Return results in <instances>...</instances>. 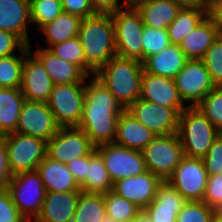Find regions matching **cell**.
Returning <instances> with one entry per match:
<instances>
[{
	"label": "cell",
	"mask_w": 222,
	"mask_h": 222,
	"mask_svg": "<svg viewBox=\"0 0 222 222\" xmlns=\"http://www.w3.org/2000/svg\"><path fill=\"white\" fill-rule=\"evenodd\" d=\"M124 110L99 78L95 75L86 78L84 109L78 128L95 147L114 143L118 119Z\"/></svg>",
	"instance_id": "obj_1"
},
{
	"label": "cell",
	"mask_w": 222,
	"mask_h": 222,
	"mask_svg": "<svg viewBox=\"0 0 222 222\" xmlns=\"http://www.w3.org/2000/svg\"><path fill=\"white\" fill-rule=\"evenodd\" d=\"M78 37L86 59V74L95 75L117 56L115 26L110 14H95L81 20Z\"/></svg>",
	"instance_id": "obj_2"
},
{
	"label": "cell",
	"mask_w": 222,
	"mask_h": 222,
	"mask_svg": "<svg viewBox=\"0 0 222 222\" xmlns=\"http://www.w3.org/2000/svg\"><path fill=\"white\" fill-rule=\"evenodd\" d=\"M144 72L139 60L114 57L95 76L106 86L114 98L127 109L139 97Z\"/></svg>",
	"instance_id": "obj_3"
},
{
	"label": "cell",
	"mask_w": 222,
	"mask_h": 222,
	"mask_svg": "<svg viewBox=\"0 0 222 222\" xmlns=\"http://www.w3.org/2000/svg\"><path fill=\"white\" fill-rule=\"evenodd\" d=\"M177 134L184 156L204 158L221 134L197 107H186L179 115Z\"/></svg>",
	"instance_id": "obj_4"
},
{
	"label": "cell",
	"mask_w": 222,
	"mask_h": 222,
	"mask_svg": "<svg viewBox=\"0 0 222 222\" xmlns=\"http://www.w3.org/2000/svg\"><path fill=\"white\" fill-rule=\"evenodd\" d=\"M147 171L166 182L184 157L177 133L157 135L142 151Z\"/></svg>",
	"instance_id": "obj_5"
},
{
	"label": "cell",
	"mask_w": 222,
	"mask_h": 222,
	"mask_svg": "<svg viewBox=\"0 0 222 222\" xmlns=\"http://www.w3.org/2000/svg\"><path fill=\"white\" fill-rule=\"evenodd\" d=\"M18 211L32 222L40 213L46 190L37 170L13 175L7 187Z\"/></svg>",
	"instance_id": "obj_6"
},
{
	"label": "cell",
	"mask_w": 222,
	"mask_h": 222,
	"mask_svg": "<svg viewBox=\"0 0 222 222\" xmlns=\"http://www.w3.org/2000/svg\"><path fill=\"white\" fill-rule=\"evenodd\" d=\"M85 102V83L54 85L46 102L60 127H78Z\"/></svg>",
	"instance_id": "obj_7"
},
{
	"label": "cell",
	"mask_w": 222,
	"mask_h": 222,
	"mask_svg": "<svg viewBox=\"0 0 222 222\" xmlns=\"http://www.w3.org/2000/svg\"><path fill=\"white\" fill-rule=\"evenodd\" d=\"M8 164L13 175L37 170L46 156L47 142L22 133L4 135Z\"/></svg>",
	"instance_id": "obj_8"
},
{
	"label": "cell",
	"mask_w": 222,
	"mask_h": 222,
	"mask_svg": "<svg viewBox=\"0 0 222 222\" xmlns=\"http://www.w3.org/2000/svg\"><path fill=\"white\" fill-rule=\"evenodd\" d=\"M111 17L115 26L117 56L142 62V33L144 24L135 7H126Z\"/></svg>",
	"instance_id": "obj_9"
},
{
	"label": "cell",
	"mask_w": 222,
	"mask_h": 222,
	"mask_svg": "<svg viewBox=\"0 0 222 222\" xmlns=\"http://www.w3.org/2000/svg\"><path fill=\"white\" fill-rule=\"evenodd\" d=\"M101 155L112 182L143 174L147 171L142 152L114 143L95 147Z\"/></svg>",
	"instance_id": "obj_10"
},
{
	"label": "cell",
	"mask_w": 222,
	"mask_h": 222,
	"mask_svg": "<svg viewBox=\"0 0 222 222\" xmlns=\"http://www.w3.org/2000/svg\"><path fill=\"white\" fill-rule=\"evenodd\" d=\"M174 81L178 94L183 103L187 102V107H195L216 87L201 60H188Z\"/></svg>",
	"instance_id": "obj_11"
},
{
	"label": "cell",
	"mask_w": 222,
	"mask_h": 222,
	"mask_svg": "<svg viewBox=\"0 0 222 222\" xmlns=\"http://www.w3.org/2000/svg\"><path fill=\"white\" fill-rule=\"evenodd\" d=\"M185 108H172L138 98L126 110L156 135L177 133L179 115Z\"/></svg>",
	"instance_id": "obj_12"
},
{
	"label": "cell",
	"mask_w": 222,
	"mask_h": 222,
	"mask_svg": "<svg viewBox=\"0 0 222 222\" xmlns=\"http://www.w3.org/2000/svg\"><path fill=\"white\" fill-rule=\"evenodd\" d=\"M207 181L208 174L202 159L184 156L166 182L186 201H202Z\"/></svg>",
	"instance_id": "obj_13"
},
{
	"label": "cell",
	"mask_w": 222,
	"mask_h": 222,
	"mask_svg": "<svg viewBox=\"0 0 222 222\" xmlns=\"http://www.w3.org/2000/svg\"><path fill=\"white\" fill-rule=\"evenodd\" d=\"M95 146L83 130L78 127H60L47 142L46 155L61 163L89 155Z\"/></svg>",
	"instance_id": "obj_14"
},
{
	"label": "cell",
	"mask_w": 222,
	"mask_h": 222,
	"mask_svg": "<svg viewBox=\"0 0 222 222\" xmlns=\"http://www.w3.org/2000/svg\"><path fill=\"white\" fill-rule=\"evenodd\" d=\"M46 102L25 100L16 127L17 133L31 135L48 142L59 130Z\"/></svg>",
	"instance_id": "obj_15"
},
{
	"label": "cell",
	"mask_w": 222,
	"mask_h": 222,
	"mask_svg": "<svg viewBox=\"0 0 222 222\" xmlns=\"http://www.w3.org/2000/svg\"><path fill=\"white\" fill-rule=\"evenodd\" d=\"M54 83L45 70L42 61L32 52L31 44L25 45V58L22 69L20 90L30 101L47 102Z\"/></svg>",
	"instance_id": "obj_16"
},
{
	"label": "cell",
	"mask_w": 222,
	"mask_h": 222,
	"mask_svg": "<svg viewBox=\"0 0 222 222\" xmlns=\"http://www.w3.org/2000/svg\"><path fill=\"white\" fill-rule=\"evenodd\" d=\"M163 181L150 171L113 183L112 192L144 210L155 198Z\"/></svg>",
	"instance_id": "obj_17"
},
{
	"label": "cell",
	"mask_w": 222,
	"mask_h": 222,
	"mask_svg": "<svg viewBox=\"0 0 222 222\" xmlns=\"http://www.w3.org/2000/svg\"><path fill=\"white\" fill-rule=\"evenodd\" d=\"M139 98L172 108L187 107L178 94L174 78L156 76L146 72H143L141 77Z\"/></svg>",
	"instance_id": "obj_18"
},
{
	"label": "cell",
	"mask_w": 222,
	"mask_h": 222,
	"mask_svg": "<svg viewBox=\"0 0 222 222\" xmlns=\"http://www.w3.org/2000/svg\"><path fill=\"white\" fill-rule=\"evenodd\" d=\"M80 192H46L41 211L32 222H72Z\"/></svg>",
	"instance_id": "obj_19"
},
{
	"label": "cell",
	"mask_w": 222,
	"mask_h": 222,
	"mask_svg": "<svg viewBox=\"0 0 222 222\" xmlns=\"http://www.w3.org/2000/svg\"><path fill=\"white\" fill-rule=\"evenodd\" d=\"M31 23L29 0H0V30L17 35L30 45L28 25Z\"/></svg>",
	"instance_id": "obj_20"
},
{
	"label": "cell",
	"mask_w": 222,
	"mask_h": 222,
	"mask_svg": "<svg viewBox=\"0 0 222 222\" xmlns=\"http://www.w3.org/2000/svg\"><path fill=\"white\" fill-rule=\"evenodd\" d=\"M186 200L168 182L157 189L154 200L144 209L151 222H176Z\"/></svg>",
	"instance_id": "obj_21"
},
{
	"label": "cell",
	"mask_w": 222,
	"mask_h": 222,
	"mask_svg": "<svg viewBox=\"0 0 222 222\" xmlns=\"http://www.w3.org/2000/svg\"><path fill=\"white\" fill-rule=\"evenodd\" d=\"M156 136L125 109L118 119L114 144L142 151Z\"/></svg>",
	"instance_id": "obj_22"
},
{
	"label": "cell",
	"mask_w": 222,
	"mask_h": 222,
	"mask_svg": "<svg viewBox=\"0 0 222 222\" xmlns=\"http://www.w3.org/2000/svg\"><path fill=\"white\" fill-rule=\"evenodd\" d=\"M37 171L41 176L46 192L81 191L80 185L66 163L53 160L46 155L39 163Z\"/></svg>",
	"instance_id": "obj_23"
},
{
	"label": "cell",
	"mask_w": 222,
	"mask_h": 222,
	"mask_svg": "<svg viewBox=\"0 0 222 222\" xmlns=\"http://www.w3.org/2000/svg\"><path fill=\"white\" fill-rule=\"evenodd\" d=\"M44 64L54 85L85 83L88 75L77 65L55 56L45 47L32 51Z\"/></svg>",
	"instance_id": "obj_24"
},
{
	"label": "cell",
	"mask_w": 222,
	"mask_h": 222,
	"mask_svg": "<svg viewBox=\"0 0 222 222\" xmlns=\"http://www.w3.org/2000/svg\"><path fill=\"white\" fill-rule=\"evenodd\" d=\"M188 61L179 45L171 44L161 52L146 58L142 64L144 72L156 76L174 78Z\"/></svg>",
	"instance_id": "obj_25"
},
{
	"label": "cell",
	"mask_w": 222,
	"mask_h": 222,
	"mask_svg": "<svg viewBox=\"0 0 222 222\" xmlns=\"http://www.w3.org/2000/svg\"><path fill=\"white\" fill-rule=\"evenodd\" d=\"M182 6L174 0H146L135 8L140 13L144 26L167 29Z\"/></svg>",
	"instance_id": "obj_26"
},
{
	"label": "cell",
	"mask_w": 222,
	"mask_h": 222,
	"mask_svg": "<svg viewBox=\"0 0 222 222\" xmlns=\"http://www.w3.org/2000/svg\"><path fill=\"white\" fill-rule=\"evenodd\" d=\"M219 35L213 20L207 16L193 31L183 38L179 46L188 60H201Z\"/></svg>",
	"instance_id": "obj_27"
},
{
	"label": "cell",
	"mask_w": 222,
	"mask_h": 222,
	"mask_svg": "<svg viewBox=\"0 0 222 222\" xmlns=\"http://www.w3.org/2000/svg\"><path fill=\"white\" fill-rule=\"evenodd\" d=\"M26 98L20 88H0V131L14 133Z\"/></svg>",
	"instance_id": "obj_28"
},
{
	"label": "cell",
	"mask_w": 222,
	"mask_h": 222,
	"mask_svg": "<svg viewBox=\"0 0 222 222\" xmlns=\"http://www.w3.org/2000/svg\"><path fill=\"white\" fill-rule=\"evenodd\" d=\"M207 16L208 7L182 6L167 28L171 44L179 45Z\"/></svg>",
	"instance_id": "obj_29"
},
{
	"label": "cell",
	"mask_w": 222,
	"mask_h": 222,
	"mask_svg": "<svg viewBox=\"0 0 222 222\" xmlns=\"http://www.w3.org/2000/svg\"><path fill=\"white\" fill-rule=\"evenodd\" d=\"M81 20L79 16L63 11L52 22L43 25L39 30L45 36V42L48 44L45 49L78 36Z\"/></svg>",
	"instance_id": "obj_30"
},
{
	"label": "cell",
	"mask_w": 222,
	"mask_h": 222,
	"mask_svg": "<svg viewBox=\"0 0 222 222\" xmlns=\"http://www.w3.org/2000/svg\"><path fill=\"white\" fill-rule=\"evenodd\" d=\"M113 182L101 155L94 149L87 155V179L80 185L86 193L105 194L112 191Z\"/></svg>",
	"instance_id": "obj_31"
},
{
	"label": "cell",
	"mask_w": 222,
	"mask_h": 222,
	"mask_svg": "<svg viewBox=\"0 0 222 222\" xmlns=\"http://www.w3.org/2000/svg\"><path fill=\"white\" fill-rule=\"evenodd\" d=\"M105 215L104 194L80 192L72 222H102Z\"/></svg>",
	"instance_id": "obj_32"
},
{
	"label": "cell",
	"mask_w": 222,
	"mask_h": 222,
	"mask_svg": "<svg viewBox=\"0 0 222 222\" xmlns=\"http://www.w3.org/2000/svg\"><path fill=\"white\" fill-rule=\"evenodd\" d=\"M25 58V46L20 54L0 57V88H20Z\"/></svg>",
	"instance_id": "obj_33"
},
{
	"label": "cell",
	"mask_w": 222,
	"mask_h": 222,
	"mask_svg": "<svg viewBox=\"0 0 222 222\" xmlns=\"http://www.w3.org/2000/svg\"><path fill=\"white\" fill-rule=\"evenodd\" d=\"M105 211L118 222H130L141 211L137 205L110 191L104 194Z\"/></svg>",
	"instance_id": "obj_34"
},
{
	"label": "cell",
	"mask_w": 222,
	"mask_h": 222,
	"mask_svg": "<svg viewBox=\"0 0 222 222\" xmlns=\"http://www.w3.org/2000/svg\"><path fill=\"white\" fill-rule=\"evenodd\" d=\"M29 3L31 24L38 29L63 12L61 0H29Z\"/></svg>",
	"instance_id": "obj_35"
},
{
	"label": "cell",
	"mask_w": 222,
	"mask_h": 222,
	"mask_svg": "<svg viewBox=\"0 0 222 222\" xmlns=\"http://www.w3.org/2000/svg\"><path fill=\"white\" fill-rule=\"evenodd\" d=\"M195 107L222 133V86L213 88Z\"/></svg>",
	"instance_id": "obj_36"
},
{
	"label": "cell",
	"mask_w": 222,
	"mask_h": 222,
	"mask_svg": "<svg viewBox=\"0 0 222 222\" xmlns=\"http://www.w3.org/2000/svg\"><path fill=\"white\" fill-rule=\"evenodd\" d=\"M48 50L55 56L79 66L86 73V59L78 36L52 45Z\"/></svg>",
	"instance_id": "obj_37"
},
{
	"label": "cell",
	"mask_w": 222,
	"mask_h": 222,
	"mask_svg": "<svg viewBox=\"0 0 222 222\" xmlns=\"http://www.w3.org/2000/svg\"><path fill=\"white\" fill-rule=\"evenodd\" d=\"M171 45L167 29L144 26L142 33V62Z\"/></svg>",
	"instance_id": "obj_38"
},
{
	"label": "cell",
	"mask_w": 222,
	"mask_h": 222,
	"mask_svg": "<svg viewBox=\"0 0 222 222\" xmlns=\"http://www.w3.org/2000/svg\"><path fill=\"white\" fill-rule=\"evenodd\" d=\"M201 61L215 86H222V36L219 35L208 48Z\"/></svg>",
	"instance_id": "obj_39"
},
{
	"label": "cell",
	"mask_w": 222,
	"mask_h": 222,
	"mask_svg": "<svg viewBox=\"0 0 222 222\" xmlns=\"http://www.w3.org/2000/svg\"><path fill=\"white\" fill-rule=\"evenodd\" d=\"M214 209L203 201H186L176 222H212Z\"/></svg>",
	"instance_id": "obj_40"
},
{
	"label": "cell",
	"mask_w": 222,
	"mask_h": 222,
	"mask_svg": "<svg viewBox=\"0 0 222 222\" xmlns=\"http://www.w3.org/2000/svg\"><path fill=\"white\" fill-rule=\"evenodd\" d=\"M202 201L214 210H222V173L208 176Z\"/></svg>",
	"instance_id": "obj_41"
},
{
	"label": "cell",
	"mask_w": 222,
	"mask_h": 222,
	"mask_svg": "<svg viewBox=\"0 0 222 222\" xmlns=\"http://www.w3.org/2000/svg\"><path fill=\"white\" fill-rule=\"evenodd\" d=\"M0 222H28L16 208L7 188L0 189Z\"/></svg>",
	"instance_id": "obj_42"
},
{
	"label": "cell",
	"mask_w": 222,
	"mask_h": 222,
	"mask_svg": "<svg viewBox=\"0 0 222 222\" xmlns=\"http://www.w3.org/2000/svg\"><path fill=\"white\" fill-rule=\"evenodd\" d=\"M202 161L208 176L222 173V133L213 142Z\"/></svg>",
	"instance_id": "obj_43"
},
{
	"label": "cell",
	"mask_w": 222,
	"mask_h": 222,
	"mask_svg": "<svg viewBox=\"0 0 222 222\" xmlns=\"http://www.w3.org/2000/svg\"><path fill=\"white\" fill-rule=\"evenodd\" d=\"M26 44L14 33L0 30V57L14 55L21 50Z\"/></svg>",
	"instance_id": "obj_44"
},
{
	"label": "cell",
	"mask_w": 222,
	"mask_h": 222,
	"mask_svg": "<svg viewBox=\"0 0 222 222\" xmlns=\"http://www.w3.org/2000/svg\"><path fill=\"white\" fill-rule=\"evenodd\" d=\"M63 11L81 19L95 15L90 0H61Z\"/></svg>",
	"instance_id": "obj_45"
},
{
	"label": "cell",
	"mask_w": 222,
	"mask_h": 222,
	"mask_svg": "<svg viewBox=\"0 0 222 222\" xmlns=\"http://www.w3.org/2000/svg\"><path fill=\"white\" fill-rule=\"evenodd\" d=\"M122 1L123 0H90L96 14L110 15L127 7Z\"/></svg>",
	"instance_id": "obj_46"
},
{
	"label": "cell",
	"mask_w": 222,
	"mask_h": 222,
	"mask_svg": "<svg viewBox=\"0 0 222 222\" xmlns=\"http://www.w3.org/2000/svg\"><path fill=\"white\" fill-rule=\"evenodd\" d=\"M67 166L79 185L87 179V156L75 158Z\"/></svg>",
	"instance_id": "obj_47"
},
{
	"label": "cell",
	"mask_w": 222,
	"mask_h": 222,
	"mask_svg": "<svg viewBox=\"0 0 222 222\" xmlns=\"http://www.w3.org/2000/svg\"><path fill=\"white\" fill-rule=\"evenodd\" d=\"M13 174L10 171L4 141L0 144V189L6 188Z\"/></svg>",
	"instance_id": "obj_48"
},
{
	"label": "cell",
	"mask_w": 222,
	"mask_h": 222,
	"mask_svg": "<svg viewBox=\"0 0 222 222\" xmlns=\"http://www.w3.org/2000/svg\"><path fill=\"white\" fill-rule=\"evenodd\" d=\"M208 16L213 20L215 27L222 36V0H210Z\"/></svg>",
	"instance_id": "obj_49"
},
{
	"label": "cell",
	"mask_w": 222,
	"mask_h": 222,
	"mask_svg": "<svg viewBox=\"0 0 222 222\" xmlns=\"http://www.w3.org/2000/svg\"><path fill=\"white\" fill-rule=\"evenodd\" d=\"M181 3L183 6H201L208 7L210 0H174Z\"/></svg>",
	"instance_id": "obj_50"
},
{
	"label": "cell",
	"mask_w": 222,
	"mask_h": 222,
	"mask_svg": "<svg viewBox=\"0 0 222 222\" xmlns=\"http://www.w3.org/2000/svg\"><path fill=\"white\" fill-rule=\"evenodd\" d=\"M130 222H151L148 215L142 210L135 218H133Z\"/></svg>",
	"instance_id": "obj_51"
},
{
	"label": "cell",
	"mask_w": 222,
	"mask_h": 222,
	"mask_svg": "<svg viewBox=\"0 0 222 222\" xmlns=\"http://www.w3.org/2000/svg\"><path fill=\"white\" fill-rule=\"evenodd\" d=\"M212 222H222V210H214Z\"/></svg>",
	"instance_id": "obj_52"
},
{
	"label": "cell",
	"mask_w": 222,
	"mask_h": 222,
	"mask_svg": "<svg viewBox=\"0 0 222 222\" xmlns=\"http://www.w3.org/2000/svg\"><path fill=\"white\" fill-rule=\"evenodd\" d=\"M143 1H146V0H123L124 4L127 7H135L137 4Z\"/></svg>",
	"instance_id": "obj_53"
},
{
	"label": "cell",
	"mask_w": 222,
	"mask_h": 222,
	"mask_svg": "<svg viewBox=\"0 0 222 222\" xmlns=\"http://www.w3.org/2000/svg\"><path fill=\"white\" fill-rule=\"evenodd\" d=\"M102 222H118V221L114 220L111 216L106 214Z\"/></svg>",
	"instance_id": "obj_54"
},
{
	"label": "cell",
	"mask_w": 222,
	"mask_h": 222,
	"mask_svg": "<svg viewBox=\"0 0 222 222\" xmlns=\"http://www.w3.org/2000/svg\"><path fill=\"white\" fill-rule=\"evenodd\" d=\"M4 140V134L0 131V144L3 142Z\"/></svg>",
	"instance_id": "obj_55"
}]
</instances>
